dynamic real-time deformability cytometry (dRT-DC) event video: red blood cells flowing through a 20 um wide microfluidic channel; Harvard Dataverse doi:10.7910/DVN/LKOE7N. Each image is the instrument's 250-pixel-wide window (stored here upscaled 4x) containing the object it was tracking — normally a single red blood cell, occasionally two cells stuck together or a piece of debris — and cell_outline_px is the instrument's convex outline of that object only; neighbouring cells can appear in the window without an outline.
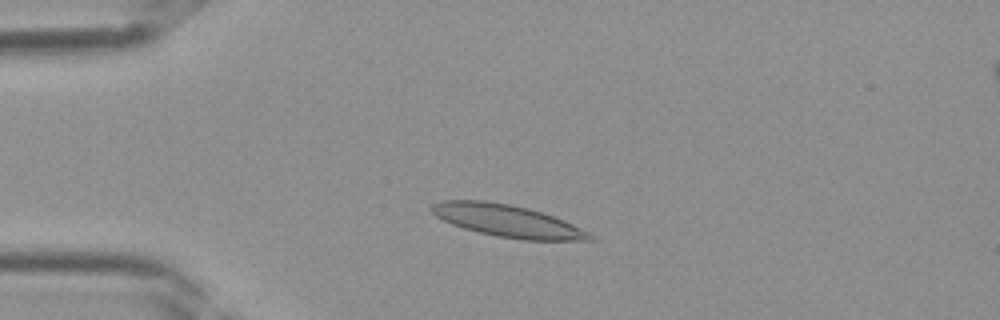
{"species": "Egyptian fruit bat (a non-hibernating species)", "species_latin": "Rousettus aegyptiacus", "temperature_condition": "room temperature", "stored_images_in_passage": 36, "segment_of_instrument_passage": [1, 2], "camera_frame_rate_fps": 3000, "um_per_image_px": 0.085, "frame": {"image": 1, "passage_image": 6, "time_ms": 1.667, "image_size_px": [1000, 320], "cell_outline_px": [[596, 240], [524, 240], [496, 236], [464, 228], [452, 224], [436, 216], [432, 212], [432, 204], [440, 200], [484, 200], [512, 204], [528, 208], [564, 220], [596, 236]], "centroid_in_image_um": [43.14, 18.77], "position_along_channel_um": 41.9, "area_um2": 29.54}}
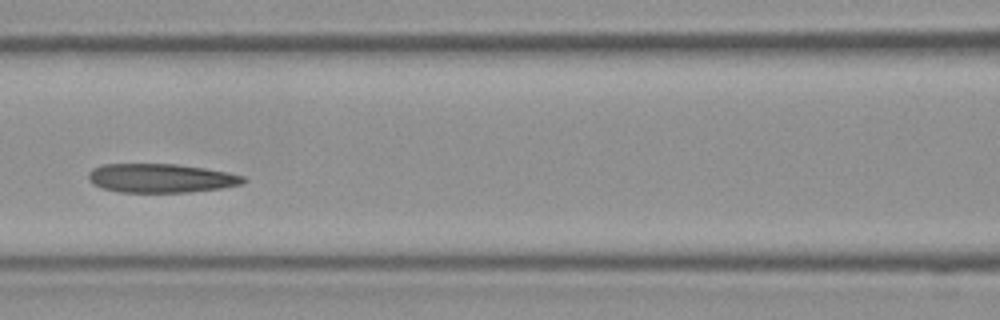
{"frame": {"image": 2, "passage_image": 14, "time_ms": 4.333, "image_size_px": [1000, 320], "cell_outline_px": [[248, 180], [244, 184], [220, 188], [188, 192], [120, 192], [104, 188], [92, 184], [88, 180], [88, 172], [92, 168], [100, 164], [176, 164], [204, 168], [228, 172], [244, 176]], "centroid_in_image_um": [13.67, 15.14], "position_along_channel_um": 152.9, "area_um2": 26.24}}
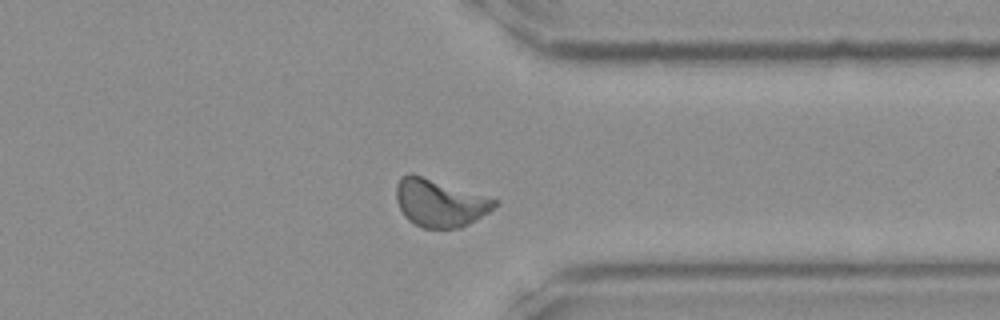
{"frame": {"image": 3, "passage_image": 27, "time_ms": 8.667, "image_size_px": [1000, 320], "cell_outline_px": [[500, 200], [488, 212], [468, 224], [460, 228], [420, 228], [408, 220], [404, 216], [396, 200], [396, 184], [400, 176], [412, 172]], "centroid_in_image_um": [37.34, 17.23], "position_along_channel_um": 374.1, "area_um2": 27.51}}